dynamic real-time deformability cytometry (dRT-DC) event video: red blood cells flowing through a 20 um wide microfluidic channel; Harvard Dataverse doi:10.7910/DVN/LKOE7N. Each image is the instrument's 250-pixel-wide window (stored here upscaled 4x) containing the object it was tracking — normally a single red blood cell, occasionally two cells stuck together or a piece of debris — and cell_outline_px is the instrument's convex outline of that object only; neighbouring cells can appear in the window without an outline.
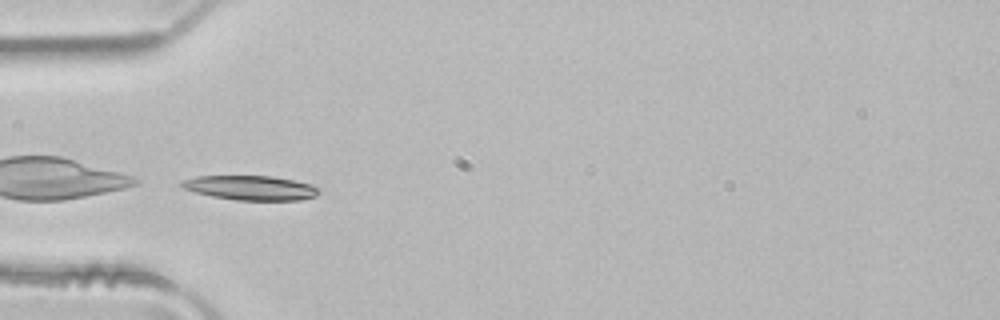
{"species": "common noctule bat (a hibernating species)", "species_latin": "Nyctalus noctula", "temperature_condition": "room temperature", "stored_images_in_passage": 5, "camera_frame_rate_fps": 3000, "um_per_image_px": 0.085, "animal": {"sex": "male", "body_mass_g": 21.5, "forearm_length_mm": 52.0}, "frame": {"image": 1, "passage_image": 4, "time_ms": 1.0, "image_size_px": [1000, 320], "cell_outline_px": [[320, 192], [316, 196], [300, 200], [236, 200], [212, 196], [196, 192], [184, 188], [180, 184], [184, 180], [196, 176], [272, 176], [312, 184], [320, 188]], "centroid_in_image_um": [21.36, 15.96], "position_along_channel_um": 63.6, "area_um2": 19.48}}
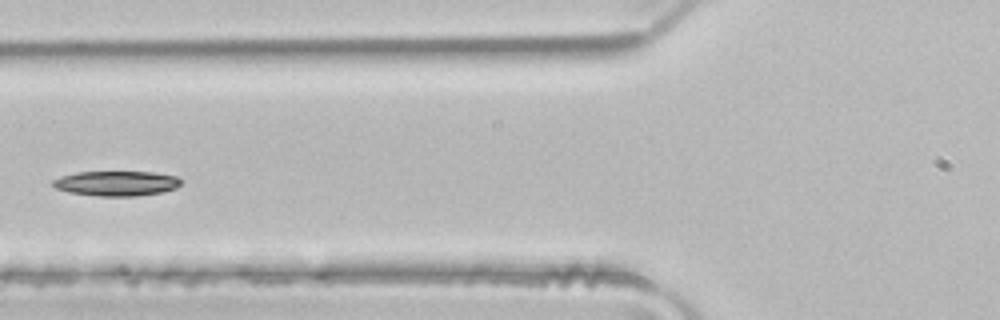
{"frame": {"image": 2, "passage_image": 5, "time_ms": 1.333, "image_size_px": [1000, 320], "cell_outline_px": [[180, 184], [176, 188], [164, 192], [136, 196], [96, 196], [68, 192], [56, 188], [52, 184], [52, 180], [60, 176], [76, 172], [152, 172], [176, 176], [180, 180]], "centroid_in_image_um": [9.88, 15.59], "position_along_channel_um": 115.9, "area_um2": 18.67}}